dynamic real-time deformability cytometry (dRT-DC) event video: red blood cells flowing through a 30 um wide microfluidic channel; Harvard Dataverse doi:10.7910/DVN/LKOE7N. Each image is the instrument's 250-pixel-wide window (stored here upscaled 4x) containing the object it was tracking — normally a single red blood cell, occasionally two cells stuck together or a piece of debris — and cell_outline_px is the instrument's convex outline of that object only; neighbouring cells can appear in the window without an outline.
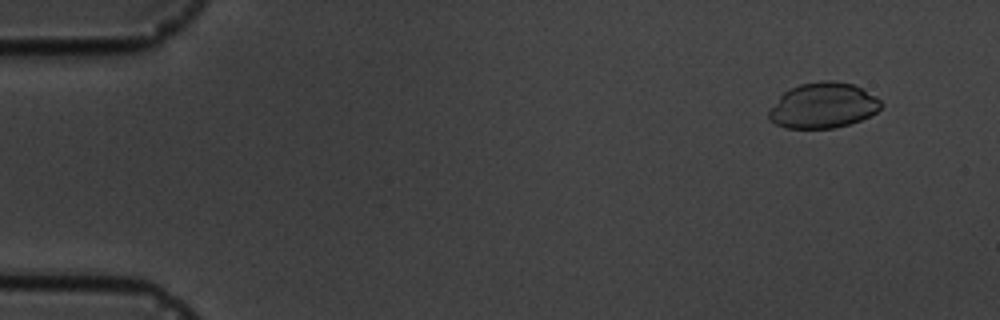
{"species": "common noctule bat (a hibernating species)", "species_latin": "Nyctalus noctula", "temperature_condition": "cold", "stored_images_in_passage": 5, "camera_frame_rate_fps": 3000, "um_per_image_px": 0.085, "animal": {"sex": "male", "body_mass_g": 19.5, "forearm_length_mm": 54.6}, "frame": {"image": 1, "passage_image": 2, "time_ms": 1.333, "image_size_px": [1000, 320], "cell_outline_px": [[884, 104], [876, 112], [860, 120], [848, 124], [832, 128], [784, 128], [768, 120], [768, 112], [780, 96], [788, 88], [800, 84], [820, 80], [832, 80], [852, 84], [876, 96]], "centroid_in_image_um": [69.94, 8.96], "position_along_channel_um": 15.1, "area_um2": 29.71}}